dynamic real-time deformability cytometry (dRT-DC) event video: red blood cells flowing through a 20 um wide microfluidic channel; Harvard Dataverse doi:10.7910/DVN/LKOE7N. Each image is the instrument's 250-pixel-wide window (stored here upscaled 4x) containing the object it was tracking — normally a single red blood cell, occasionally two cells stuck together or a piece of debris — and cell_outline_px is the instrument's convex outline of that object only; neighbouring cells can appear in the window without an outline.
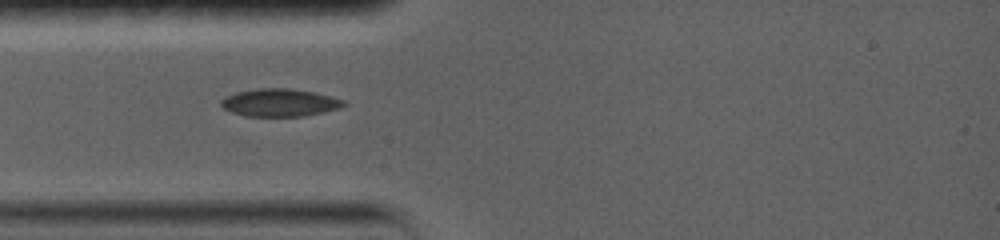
{"species": "common noctule bat (a hibernating species)", "species_latin": "Nyctalus noctula", "temperature_condition": "warm", "stored_images_in_passage": 49, "camera_frame_rate_fps": 5000, "um_per_image_px": 0.085, "animal": {"sex": "female", "body_mass_g": 19.0, "forearm_length_mm": 56.7}, "frame": {"image": 1, "passage_image": 1, "time_ms": 0.0, "image_size_px": [1000, 240], "cell_outline_px": [[348, 104], [340, 108], [324, 112], [304, 116], [244, 116], [232, 112], [224, 108], [220, 104], [220, 100], [224, 96], [236, 92], [256, 88], [292, 88], [316, 92], [344, 100]], "centroid_in_image_um": [23.78, 8.71], "position_along_channel_um": 61.2, "area_um2": 20.06}}
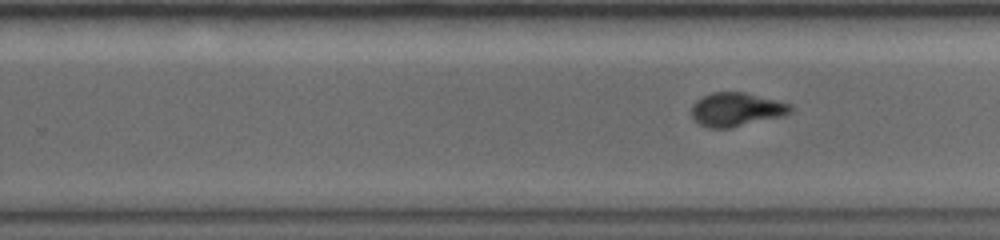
{"frame": {"image": 2, "passage_image": 22, "time_ms": 5.6, "image_size_px": [1000, 240], "cell_outline_px": [[792, 112], [784, 116], [732, 128], [708, 128], [692, 120], [692, 104], [696, 100], [712, 92], [744, 92], [792, 104]], "centroid_in_image_um": [62.59, 9.32], "position_along_channel_um": 267.2, "area_um2": 19.65}}
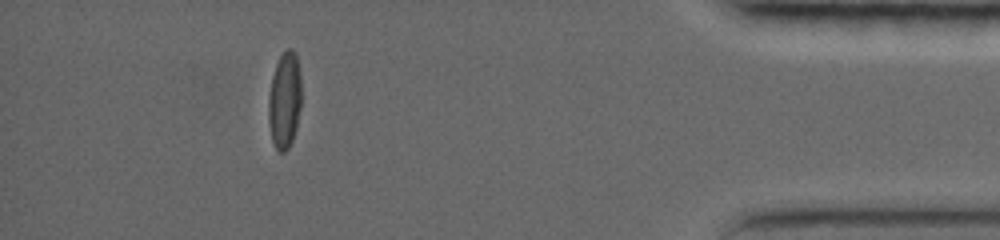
{"frame": {"image": 3, "passage_image": 42, "time_ms": 11.0, "image_size_px": [1000, 240], "cell_outline_px": [[300, 108], [296, 128], [292, 140], [288, 148], [284, 152], [280, 152], [276, 148], [272, 140], [268, 120], [268, 100], [272, 76], [276, 64], [280, 56], [288, 48], [292, 48], [296, 52], [300, 72]], "centroid_in_image_um": [24.19, 8.5], "position_along_channel_um": 411.0, "area_um2": 18.5}}